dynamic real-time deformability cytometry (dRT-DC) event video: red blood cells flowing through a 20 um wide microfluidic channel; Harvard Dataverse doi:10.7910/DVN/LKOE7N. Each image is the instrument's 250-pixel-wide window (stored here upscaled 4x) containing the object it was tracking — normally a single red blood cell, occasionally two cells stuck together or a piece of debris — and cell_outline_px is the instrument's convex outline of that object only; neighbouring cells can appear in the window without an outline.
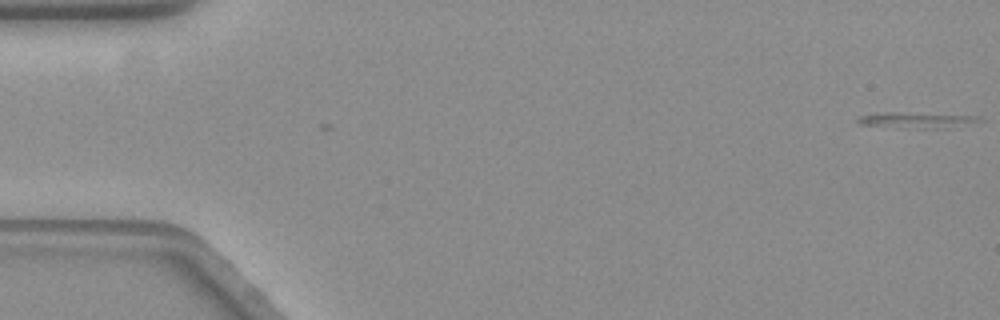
{"species": "common noctule bat (a hibernating species)", "species_latin": "Nyctalus noctula", "temperature_condition": "warm", "stored_images_in_passage": 9, "camera_frame_rate_fps": 3000, "um_per_image_px": 0.085, "animal": {"sex": "female", "body_mass_g": 19.3, "forearm_length_mm": 54.1}, "frame": {"image": 1, "passage_image": 1, "time_ms": 0.0, "image_size_px": [1000, 320], "cell_outline_px": [[984, 120], [932, 128], [924, 128], [860, 124], [856, 120], [860, 116], [880, 112], [896, 112], [980, 116]], "centroid_in_image_um": [77.81, 10.17], "position_along_channel_um": 7.2, "area_um2": 10.35}}